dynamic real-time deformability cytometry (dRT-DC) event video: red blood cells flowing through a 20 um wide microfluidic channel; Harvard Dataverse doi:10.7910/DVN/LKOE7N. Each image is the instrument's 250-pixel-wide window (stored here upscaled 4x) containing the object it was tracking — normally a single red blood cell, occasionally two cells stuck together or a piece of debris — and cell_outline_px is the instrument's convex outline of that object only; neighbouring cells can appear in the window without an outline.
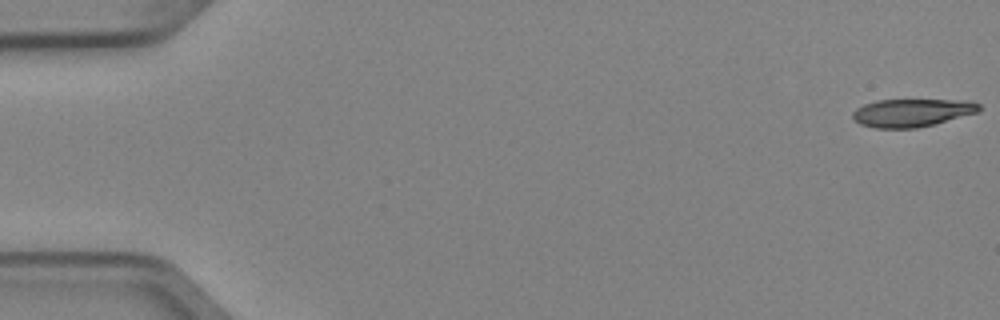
{"species": "Egyptian fruit bat (a non-hibernating species)", "species_latin": "Rousettus aegyptiacus", "temperature_condition": "cold", "stored_images_in_passage": 4, "camera_frame_rate_fps": 3000, "um_per_image_px": 0.085, "animal": {"sex": "female"}, "frame": {"image": 1, "passage_image": 1, "time_ms": 0.0, "image_size_px": [1000, 320], "cell_outline_px": [[980, 112], [916, 128], [876, 128], [860, 124], [852, 120], [852, 112], [856, 108], [864, 104], [876, 100], [972, 100], [980, 104]], "centroid_in_image_um": [77.51, 9.57], "position_along_channel_um": 7.5, "area_um2": 20.69}}